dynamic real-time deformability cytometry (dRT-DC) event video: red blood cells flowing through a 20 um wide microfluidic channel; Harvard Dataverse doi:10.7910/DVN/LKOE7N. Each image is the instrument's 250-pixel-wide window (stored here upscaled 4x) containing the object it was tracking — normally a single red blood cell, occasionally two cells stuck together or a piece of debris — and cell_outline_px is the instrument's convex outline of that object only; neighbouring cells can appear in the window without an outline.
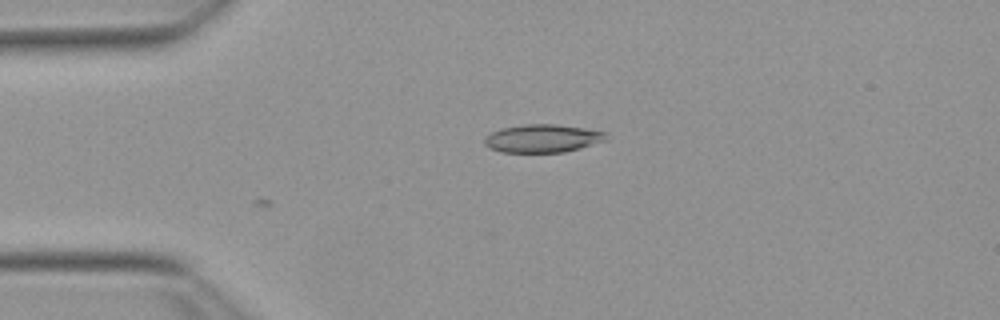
{"species": "Egyptian fruit bat (a non-hibernating species)", "species_latin": "Rousettus aegyptiacus", "temperature_condition": "warm", "stored_images_in_passage": 2, "camera_frame_rate_fps": 3000, "um_per_image_px": 0.085, "animal": {"sex": "female"}, "frame": {"image": 1, "passage_image": 2, "time_ms": 0.333, "image_size_px": [1000, 320], "cell_outline_px": [[604, 140], [580, 148], [564, 152], [500, 152], [488, 148], [484, 144], [484, 140], [492, 132], [504, 128], [524, 124], [556, 124], [604, 132]], "centroid_in_image_um": [46.04, 11.77], "position_along_channel_um": 39.0, "area_um2": 19.42}}